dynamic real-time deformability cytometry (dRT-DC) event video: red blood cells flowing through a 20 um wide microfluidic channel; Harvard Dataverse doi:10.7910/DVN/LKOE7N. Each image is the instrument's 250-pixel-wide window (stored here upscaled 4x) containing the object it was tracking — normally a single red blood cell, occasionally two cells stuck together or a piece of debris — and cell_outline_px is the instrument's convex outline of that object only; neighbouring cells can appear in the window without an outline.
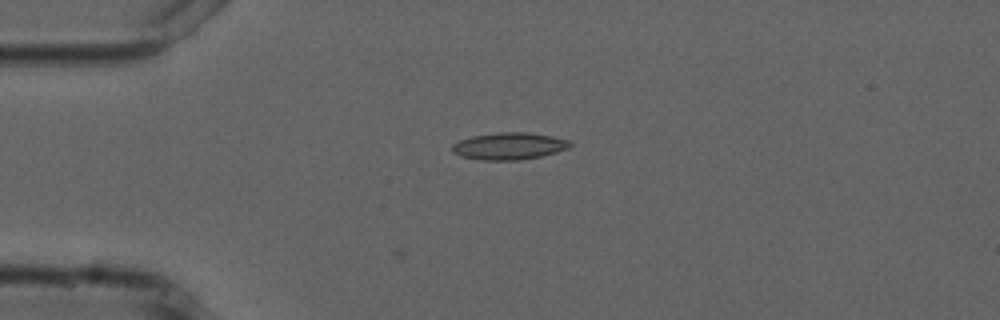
{"species": "common noctule bat (a hibernating species)", "species_latin": "Nyctalus noctula", "temperature_condition": "cold", "stored_images_in_passage": 4, "camera_frame_rate_fps": 3000, "um_per_image_px": 0.085, "animal": {"sex": "male", "forearm_length_mm": 52.5}, "frame": {"image": 1, "passage_image": 4, "time_ms": 4.667, "image_size_px": [1000, 320], "cell_outline_px": [[572, 144], [568, 148], [556, 152], [540, 156], [520, 160], [480, 160], [460, 156], [452, 152], [452, 144], [460, 140], [472, 136], [496, 132], [528, 132], [552, 136], [572, 140]], "centroid_in_image_um": [43.28, 12.41], "position_along_channel_um": 41.7, "area_um2": 18.73}}